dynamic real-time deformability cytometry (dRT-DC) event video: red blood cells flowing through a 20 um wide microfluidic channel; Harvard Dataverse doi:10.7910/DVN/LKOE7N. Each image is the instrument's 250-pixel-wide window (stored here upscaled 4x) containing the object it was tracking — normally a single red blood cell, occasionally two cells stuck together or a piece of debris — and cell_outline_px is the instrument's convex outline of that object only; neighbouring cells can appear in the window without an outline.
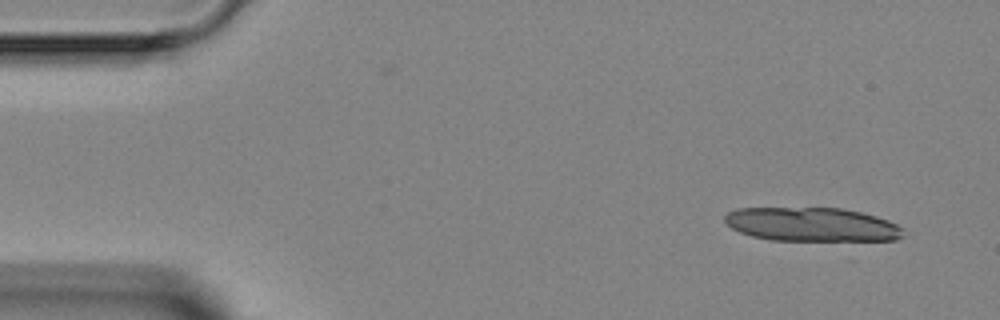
{"species": "Egyptian fruit bat (a non-hibernating species)", "species_latin": "Rousettus aegyptiacus", "temperature_condition": "room temperature", "stored_images_in_passage": 5, "segment_of_instrument_passage": [2, 2], "camera_frame_rate_fps": 3000, "um_per_image_px": 0.085, "animal": {"sex": "female"}, "frame": {"image": 1, "passage_image": 5, "time_ms": 4.667, "image_size_px": [1000, 320], "cell_outline_px": [[904, 236], [896, 240], [852, 244], [848, 244], [772, 240], [752, 236], [740, 232], [732, 228], [724, 220], [724, 216], [728, 212], [736, 208], [840, 208], [860, 212], [876, 216], [888, 220], [896, 224], [900, 228]], "centroid_in_image_um": [69.1, 19.15], "position_along_channel_um": 15.9, "area_um2": 36.88}}